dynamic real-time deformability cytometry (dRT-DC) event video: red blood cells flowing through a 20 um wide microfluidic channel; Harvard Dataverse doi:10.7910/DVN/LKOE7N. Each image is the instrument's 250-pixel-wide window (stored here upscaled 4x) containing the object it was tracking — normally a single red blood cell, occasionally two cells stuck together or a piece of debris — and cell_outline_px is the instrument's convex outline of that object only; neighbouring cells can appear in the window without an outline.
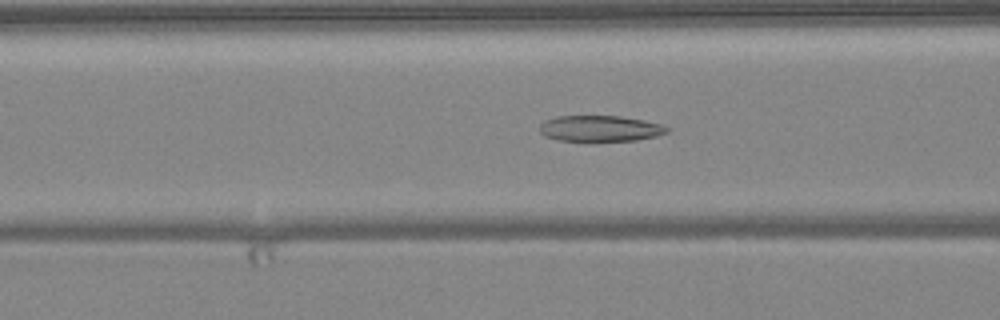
{"species": "common noctule bat (a hibernating species)", "species_latin": "Nyctalus noctula", "temperature_condition": "warm", "stored_images_in_passage": 34, "camera_frame_rate_fps": 3000, "um_per_image_px": 0.085, "animal": {"sex": "female", "body_mass_g": 24.6, "forearm_length_mm": 56.2}, "frame": {"image": 1, "passage_image": 13, "time_ms": 4.0, "image_size_px": [1000, 320], "cell_outline_px": [[668, 132], [656, 136], [636, 140], [596, 144], [560, 140], [544, 136], [540, 132], [540, 124], [544, 120], [556, 116], [620, 116], [644, 120], [664, 124], [668, 128]], "centroid_in_image_um": [51.0, 10.96], "position_along_channel_um": 115.6, "area_um2": 20.23}}
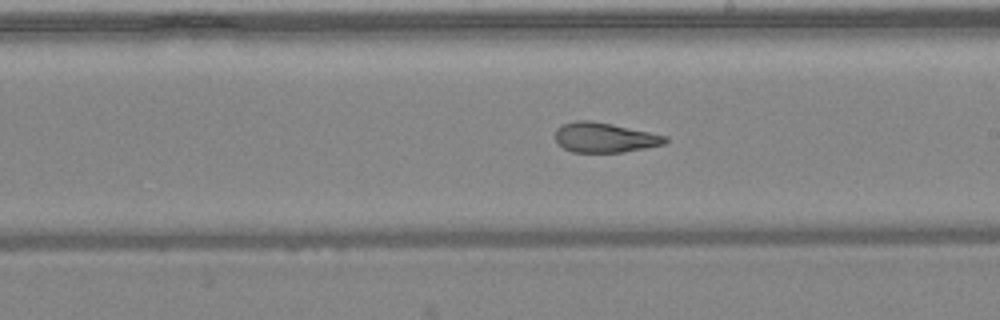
{"frame": {"image": 2, "passage_image": 22, "time_ms": 7.0, "image_size_px": [1000, 320], "cell_outline_px": [[668, 140], [664, 144], [624, 152], [572, 152], [564, 148], [556, 140], [556, 128], [560, 124], [576, 120], [592, 120], [612, 124], [668, 136]], "centroid_in_image_um": [51.38, 11.68], "position_along_channel_um": 237.6, "area_um2": 19.13}}
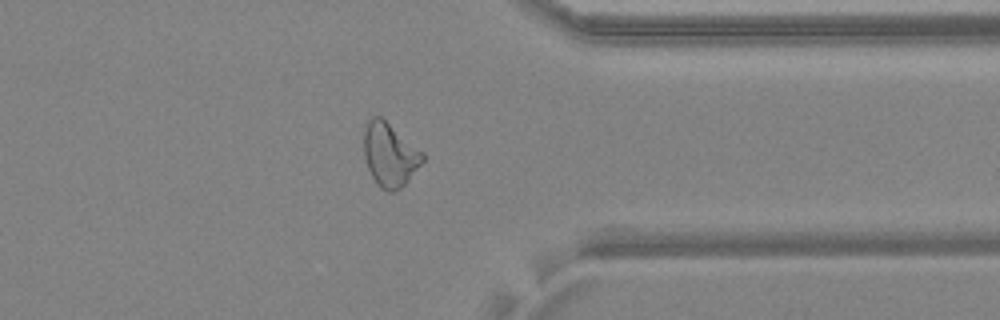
{"frame": {"image": 3, "passage_image": 33, "time_ms": 10.667, "image_size_px": [1000, 320], "cell_outline_px": [[424, 160], [408, 180], [400, 188], [392, 192], [388, 192], [380, 188], [372, 176], [368, 168], [364, 156], [364, 132], [368, 120], [372, 116], [380, 116], [424, 152]], "centroid_in_image_um": [33.13, 13.15], "position_along_channel_um": 378.3, "area_um2": 21.62}, "authors_computed_cell_mechanics": {"area_um2": 19.9988, "velocity_mm_per_s": 4.0514, "shape_relaxation_time_tau1_ms": 5.4907, "shape_relaxation_time_tau2_ms": 1.5552, "deformation_change_tau1": 0.1372, "deformation_change_tau2": 0.0845}}